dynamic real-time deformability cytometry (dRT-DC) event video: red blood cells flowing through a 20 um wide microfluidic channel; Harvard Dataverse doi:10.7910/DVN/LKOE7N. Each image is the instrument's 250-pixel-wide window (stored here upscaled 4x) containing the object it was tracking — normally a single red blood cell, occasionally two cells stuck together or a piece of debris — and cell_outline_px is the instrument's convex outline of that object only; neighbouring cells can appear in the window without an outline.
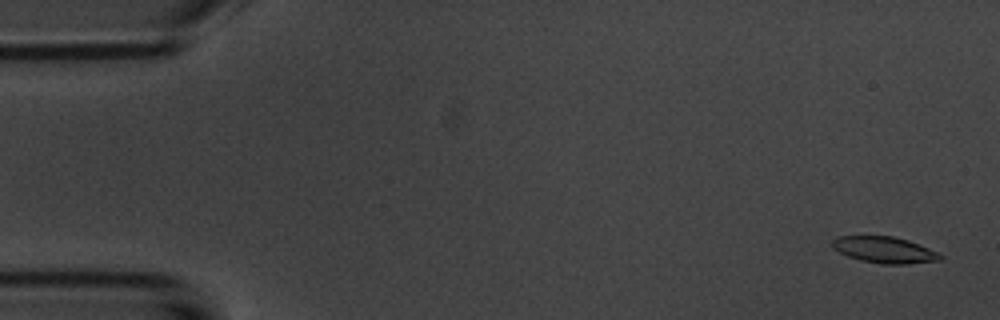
{"species": "common noctule bat (a hibernating species)", "species_latin": "Nyctalus noctula", "temperature_condition": "room temperature", "stored_images_in_passage": 55, "camera_frame_rate_fps": 3000, "um_per_image_px": 0.085, "animal": {"sex": "male", "body_mass_g": 20.1, "forearm_length_mm": 53.5}, "frame": {"image": 1, "passage_image": 2, "time_ms": 0.333, "image_size_px": [1000, 320], "cell_outline_px": [[944, 256], [940, 260], [908, 264], [880, 264], [860, 260], [848, 256], [832, 248], [832, 240], [836, 236], [892, 236], [908, 240], [940, 252]], "centroid_in_image_um": [75.2, 21.24], "position_along_channel_um": 9.8, "area_um2": 16.7}}
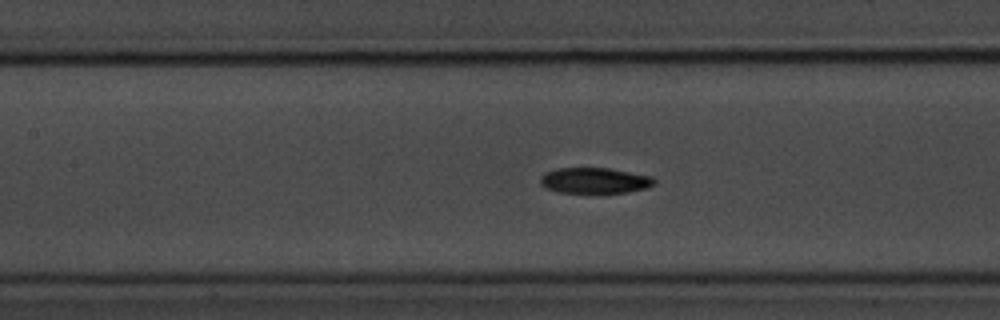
{"frame": {"image": 2, "passage_image": 24, "time_ms": 7.667, "image_size_px": [1000, 320], "cell_outline_px": [[656, 184], [648, 188], [628, 192], [560, 192], [544, 188], [540, 184], [540, 176], [544, 172], [560, 168], [608, 168], [652, 176], [656, 180]], "centroid_in_image_um": [50.55, 15.34], "position_along_channel_um": 156.8, "area_um2": 17.11}}
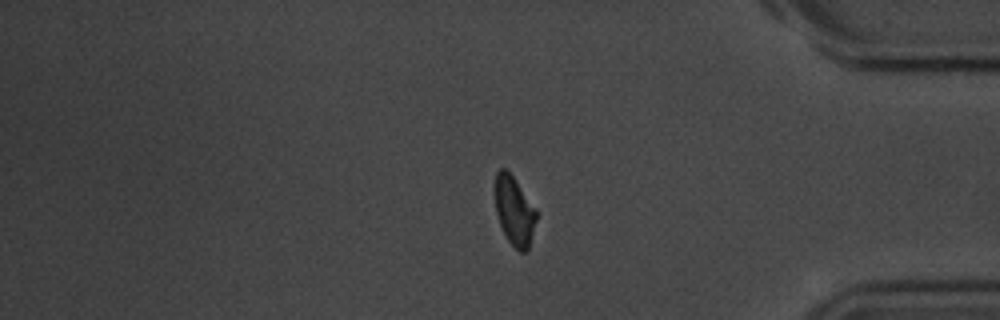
{"frame": {"image": 3, "passage_image": 45, "time_ms": 14.667, "image_size_px": [1000, 320], "cell_outline_px": [[536, 220], [528, 252], [520, 252], [508, 240], [500, 224], [496, 212], [492, 192], [496, 172], [500, 168], [504, 168], [512, 176], [536, 208]], "centroid_in_image_um": [43.68, 17.9], "position_along_channel_um": 391.5, "area_um2": 16.82}, "authors_computed_cell_mechanics": {"area_um2": 17.1666, "velocity_mm_per_s": 3.698, "shape_relaxation_time_tau1_ms": 3.8461, "shape_relaxation_time_tau2_ms": 11.2001, "deformation_change_tau1": 0.1319, "deformation_change_tau2": 0.1534}}